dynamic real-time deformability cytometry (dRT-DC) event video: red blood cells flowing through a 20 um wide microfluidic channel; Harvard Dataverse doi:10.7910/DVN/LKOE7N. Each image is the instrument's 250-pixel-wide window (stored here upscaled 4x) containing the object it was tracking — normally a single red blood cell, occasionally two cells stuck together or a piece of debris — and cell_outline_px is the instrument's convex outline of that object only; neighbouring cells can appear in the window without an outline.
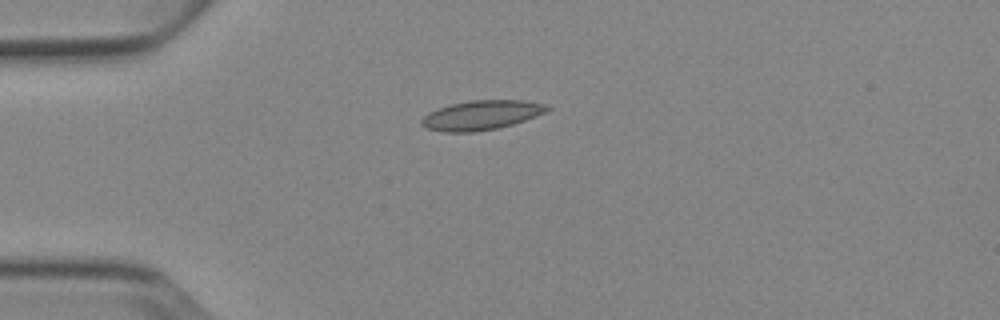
{"species": "Egyptian fruit bat (a non-hibernating species)", "species_latin": "Rousettus aegyptiacus", "temperature_condition": "cold", "stored_images_in_passage": 5, "camera_frame_rate_fps": 3000, "um_per_image_px": 0.085, "animal": {"sex": "female"}, "frame": {"image": 1, "passage_image": 3, "time_ms": 3.333, "image_size_px": [1000, 320], "cell_outline_px": [[552, 108], [548, 112], [512, 124], [496, 128], [476, 132], [444, 132], [424, 128], [420, 124], [420, 120], [428, 112], [452, 104], [468, 100], [524, 100], [548, 104]], "centroid_in_image_um": [40.93, 9.78], "position_along_channel_um": 44.1, "area_um2": 21.73}}
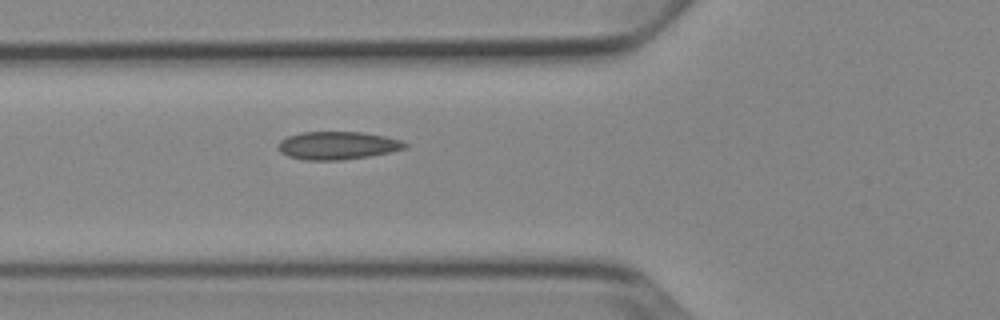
{"frame": {"image": 2, "passage_image": 5, "time_ms": 5.333, "image_size_px": [1000, 320], "cell_outline_px": [[408, 148], [368, 156], [340, 160], [304, 160], [288, 156], [280, 152], [276, 148], [276, 144], [280, 140], [288, 136], [300, 132], [364, 132], [384, 136], [400, 140], [408, 144]], "centroid_in_image_um": [28.64, 12.36], "position_along_channel_um": 97.2, "area_um2": 20.75}}